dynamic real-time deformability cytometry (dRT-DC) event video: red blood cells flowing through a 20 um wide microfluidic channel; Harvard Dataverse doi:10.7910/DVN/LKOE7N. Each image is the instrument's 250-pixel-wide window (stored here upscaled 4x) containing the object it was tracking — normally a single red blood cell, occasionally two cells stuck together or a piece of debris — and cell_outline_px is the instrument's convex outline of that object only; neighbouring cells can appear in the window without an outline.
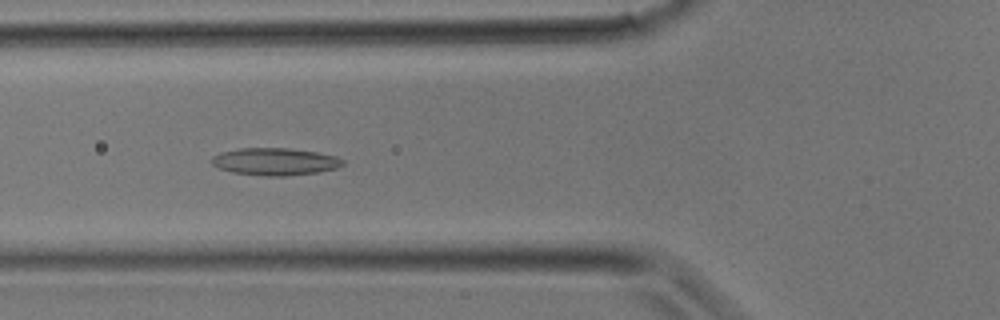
{"species": "common noctule bat (a hibernating species)", "species_latin": "Nyctalus noctula", "temperature_condition": "room temperature", "stored_images_in_passage": 32, "camera_frame_rate_fps": 3000, "um_per_image_px": 0.085, "animal": {"sex": "male", "body_mass_g": 17.9}, "frame": {"image": 1, "passage_image": 12, "time_ms": 3.667, "image_size_px": [1000, 320], "cell_outline_px": [[344, 164], [336, 168], [320, 172], [284, 176], [264, 176], [232, 172], [216, 168], [212, 164], [212, 156], [220, 152], [240, 148], [288, 148], [316, 152], [336, 156], [344, 160]], "centroid_in_image_um": [23.36, 13.74], "position_along_channel_um": 102.4, "area_um2": 20.98}}
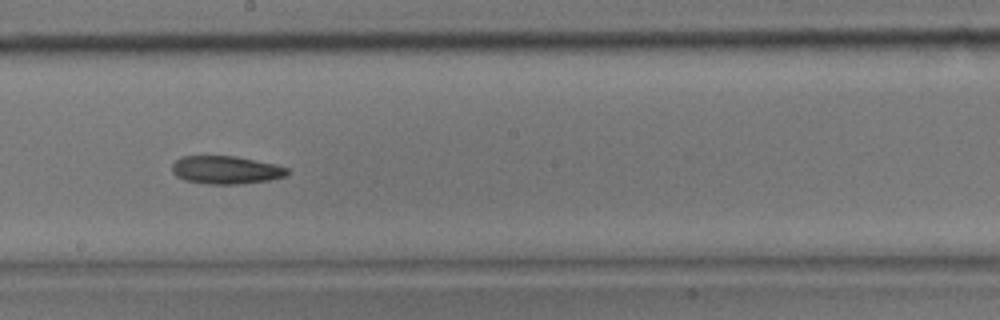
{"frame": {"image": 2, "passage_image": 18, "time_ms": 5.667, "image_size_px": [1000, 320], "cell_outline_px": [[288, 172], [284, 176], [268, 180], [236, 184], [208, 184], [184, 180], [176, 176], [172, 172], [172, 164], [180, 156], [236, 156], [276, 164], [288, 168]], "centroid_in_image_um": [19.17, 14.44], "position_along_channel_um": 229.0, "area_um2": 18.79}}
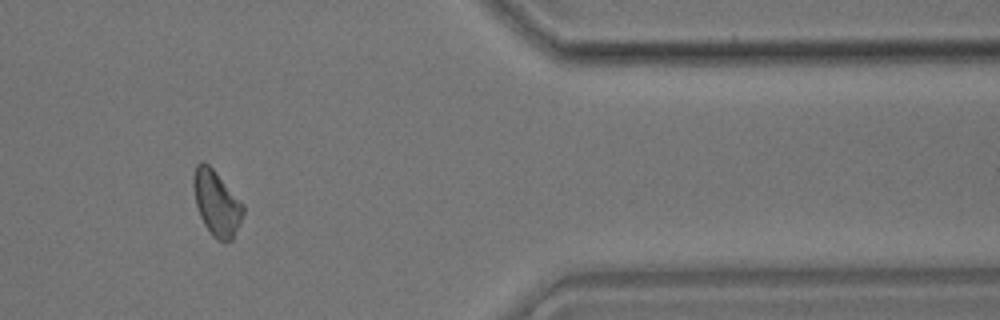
{"frame": {"image": 3, "passage_image": 27, "time_ms": 8.667, "image_size_px": [1000, 320], "cell_outline_px": [[244, 212], [240, 224], [232, 240], [224, 244], [216, 240], [212, 236], [204, 224], [200, 216], [196, 204], [192, 184], [192, 176], [196, 164], [200, 160], [208, 164], [216, 172], [244, 204]], "centroid_in_image_um": [18.4, 17.28], "position_along_channel_um": 393.0, "area_um2": 19.19}}